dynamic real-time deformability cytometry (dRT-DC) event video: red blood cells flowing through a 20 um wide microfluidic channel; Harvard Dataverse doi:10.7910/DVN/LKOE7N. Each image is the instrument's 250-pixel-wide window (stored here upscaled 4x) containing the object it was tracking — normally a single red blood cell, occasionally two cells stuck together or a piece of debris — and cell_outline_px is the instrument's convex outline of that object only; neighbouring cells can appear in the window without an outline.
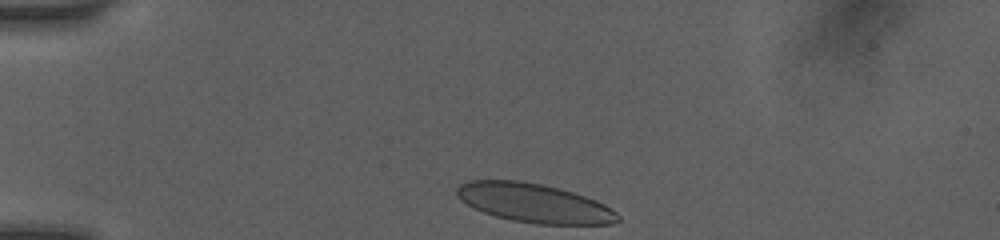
{"species": "human", "species_latin": "Homo sapiens", "temperature_condition": "room temperature", "stored_images_in_passage": 40, "camera_frame_rate_fps": 3000, "um_per_image_px": 0.085, "donor": {"sex": "female"}, "frame": {"image": 1, "passage_image": 1, "time_ms": 0.0, "image_size_px": [1000, 240], "cell_outline_px": [[620, 220], [612, 224], [536, 224], [512, 220], [496, 216], [472, 208], [460, 200], [456, 196], [456, 188], [460, 184], [468, 180], [520, 180], [540, 184], [572, 192], [596, 200], [604, 204], [616, 212], [620, 216]], "centroid_in_image_um": [45.37, 17.26], "position_along_channel_um": 39.6, "area_um2": 36.53}}
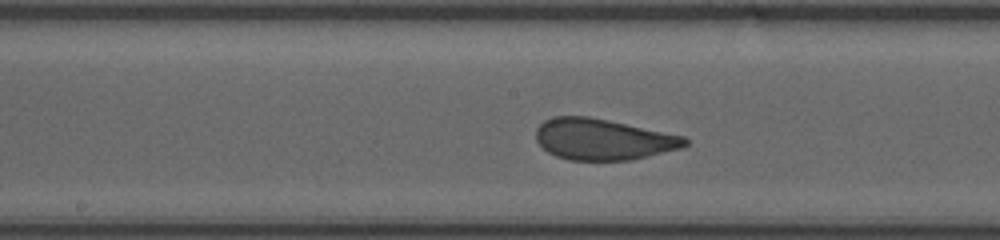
{"frame": {"image": 2, "passage_image": 22, "time_ms": 5.0, "image_size_px": [1000, 240], "cell_outline_px": [[688, 144], [680, 148], [632, 160], [568, 160], [556, 156], [548, 152], [536, 140], [536, 128], [544, 120], [556, 116], [588, 116], [608, 120], [684, 136], [688, 140]], "centroid_in_image_um": [51.23, 11.84], "position_along_channel_um": 197.0, "area_um2": 35.55}}
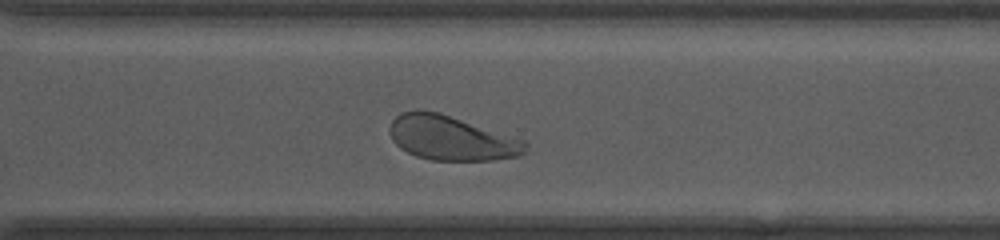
{"frame": {"image": 3, "passage_image": 37, "time_ms": 8.333, "image_size_px": [1000, 240], "cell_outline_px": [[528, 144], [524, 152], [520, 156], [492, 160], [432, 160], [416, 156], [400, 148], [392, 140], [388, 128], [392, 120], [400, 112], [436, 112], [524, 140]], "centroid_in_image_um": [38.34, 11.77], "position_along_channel_um": 332.3, "area_um2": 34.45}}